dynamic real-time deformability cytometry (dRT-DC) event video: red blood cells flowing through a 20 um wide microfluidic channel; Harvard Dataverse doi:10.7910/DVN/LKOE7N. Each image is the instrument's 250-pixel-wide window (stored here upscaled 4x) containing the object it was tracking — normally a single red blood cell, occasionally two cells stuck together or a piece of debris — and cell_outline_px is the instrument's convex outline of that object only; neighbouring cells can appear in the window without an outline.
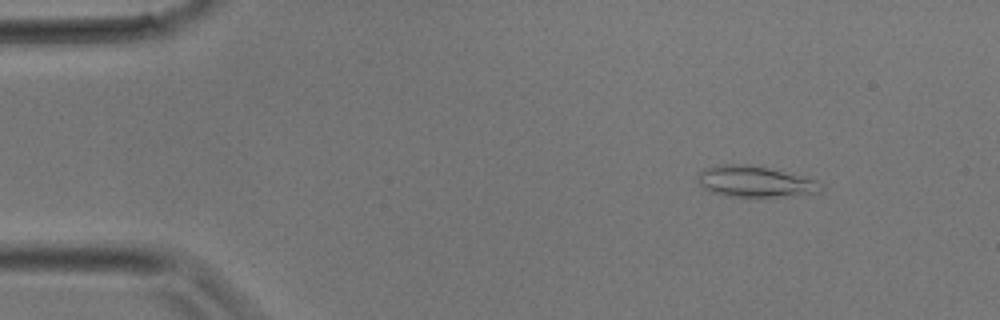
{"species": "common noctule bat (a hibernating species)", "species_latin": "Nyctalus noctula", "temperature_condition": "room temperature", "stored_images_in_passage": 2, "camera_frame_rate_fps": 3000, "um_per_image_px": 0.085, "animal": {"sex": "male", "body_mass_g": 17.9}, "frame": {"image": 1, "passage_image": 1, "time_ms": 0.0, "image_size_px": [1000, 320], "cell_outline_px": [[824, 188], [820, 192], [796, 196], [756, 200], [724, 196], [712, 192], [704, 188], [700, 184], [696, 176], [704, 168], [724, 164], [744, 164], [768, 168], [804, 176], [816, 180]], "centroid_in_image_um": [64.21, 15.5], "position_along_channel_um": 20.8, "area_um2": 23.29}}